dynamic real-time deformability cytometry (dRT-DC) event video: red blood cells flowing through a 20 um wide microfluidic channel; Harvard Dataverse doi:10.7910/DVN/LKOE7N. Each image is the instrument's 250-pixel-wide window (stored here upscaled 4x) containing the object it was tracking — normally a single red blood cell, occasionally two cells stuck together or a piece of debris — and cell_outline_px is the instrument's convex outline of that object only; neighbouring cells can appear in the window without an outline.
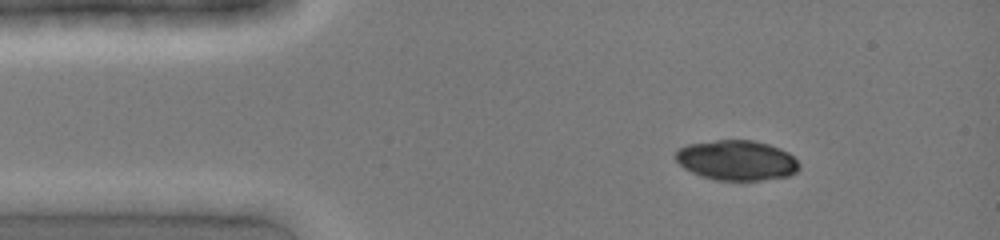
{"species": "common noctule bat (a hibernating species)", "species_latin": "Nyctalus noctula", "temperature_condition": "cold", "stored_images_in_passage": 7, "camera_frame_rate_fps": 3000, "um_per_image_px": 0.085, "animal": {"sex": "female", "body_mass_g": 19.0, "forearm_length_mm": 51.5}, "frame": {"image": 1, "passage_image": 1, "time_ms": 0.0, "image_size_px": [1000, 240], "cell_outline_px": [[800, 168], [796, 172], [788, 176], [760, 180], [716, 180], [700, 176], [684, 168], [676, 160], [676, 152], [680, 148], [688, 144], [716, 140], [752, 140], [768, 144], [780, 148], [788, 152], [800, 164]], "centroid_in_image_um": [62.63, 13.63], "position_along_channel_um": 22.4, "area_um2": 28.78}}